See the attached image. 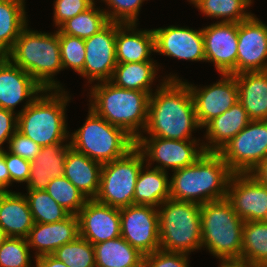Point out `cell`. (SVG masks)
<instances>
[{
	"mask_svg": "<svg viewBox=\"0 0 267 267\" xmlns=\"http://www.w3.org/2000/svg\"><path fill=\"white\" fill-rule=\"evenodd\" d=\"M60 55L64 68H72L80 74L85 63L84 39L62 34L59 31Z\"/></svg>",
	"mask_w": 267,
	"mask_h": 267,
	"instance_id": "f35d334b",
	"label": "cell"
},
{
	"mask_svg": "<svg viewBox=\"0 0 267 267\" xmlns=\"http://www.w3.org/2000/svg\"><path fill=\"white\" fill-rule=\"evenodd\" d=\"M34 225L26 195L0 192V228L7 237L27 238Z\"/></svg>",
	"mask_w": 267,
	"mask_h": 267,
	"instance_id": "cb8c5ba5",
	"label": "cell"
},
{
	"mask_svg": "<svg viewBox=\"0 0 267 267\" xmlns=\"http://www.w3.org/2000/svg\"><path fill=\"white\" fill-rule=\"evenodd\" d=\"M109 20L103 9H95V3L86 11L68 19L60 27L62 34L74 36L82 39L89 38L102 30Z\"/></svg>",
	"mask_w": 267,
	"mask_h": 267,
	"instance_id": "836d02e7",
	"label": "cell"
},
{
	"mask_svg": "<svg viewBox=\"0 0 267 267\" xmlns=\"http://www.w3.org/2000/svg\"><path fill=\"white\" fill-rule=\"evenodd\" d=\"M219 267H257L243 258H220Z\"/></svg>",
	"mask_w": 267,
	"mask_h": 267,
	"instance_id": "7dc6e473",
	"label": "cell"
},
{
	"mask_svg": "<svg viewBox=\"0 0 267 267\" xmlns=\"http://www.w3.org/2000/svg\"><path fill=\"white\" fill-rule=\"evenodd\" d=\"M94 0H55L54 23L58 28L78 14L86 11L94 4Z\"/></svg>",
	"mask_w": 267,
	"mask_h": 267,
	"instance_id": "60d3db41",
	"label": "cell"
},
{
	"mask_svg": "<svg viewBox=\"0 0 267 267\" xmlns=\"http://www.w3.org/2000/svg\"><path fill=\"white\" fill-rule=\"evenodd\" d=\"M36 267H68L52 255H42L35 259Z\"/></svg>",
	"mask_w": 267,
	"mask_h": 267,
	"instance_id": "bcb514c9",
	"label": "cell"
},
{
	"mask_svg": "<svg viewBox=\"0 0 267 267\" xmlns=\"http://www.w3.org/2000/svg\"><path fill=\"white\" fill-rule=\"evenodd\" d=\"M90 94V108L97 115L124 129L135 140L142 135L139 127L143 131L147 124L150 93L123 89L103 81L92 86Z\"/></svg>",
	"mask_w": 267,
	"mask_h": 267,
	"instance_id": "3957f363",
	"label": "cell"
},
{
	"mask_svg": "<svg viewBox=\"0 0 267 267\" xmlns=\"http://www.w3.org/2000/svg\"><path fill=\"white\" fill-rule=\"evenodd\" d=\"M85 63L80 73L99 82L110 81L117 65L116 59V22H109L102 30L84 39Z\"/></svg>",
	"mask_w": 267,
	"mask_h": 267,
	"instance_id": "4fadbf2b",
	"label": "cell"
},
{
	"mask_svg": "<svg viewBox=\"0 0 267 267\" xmlns=\"http://www.w3.org/2000/svg\"><path fill=\"white\" fill-rule=\"evenodd\" d=\"M93 247L96 267H143L145 255L121 236Z\"/></svg>",
	"mask_w": 267,
	"mask_h": 267,
	"instance_id": "83f0119b",
	"label": "cell"
},
{
	"mask_svg": "<svg viewBox=\"0 0 267 267\" xmlns=\"http://www.w3.org/2000/svg\"><path fill=\"white\" fill-rule=\"evenodd\" d=\"M15 114V115H14ZM17 130V113L0 108V150L5 141L14 135Z\"/></svg>",
	"mask_w": 267,
	"mask_h": 267,
	"instance_id": "f6af8a7d",
	"label": "cell"
},
{
	"mask_svg": "<svg viewBox=\"0 0 267 267\" xmlns=\"http://www.w3.org/2000/svg\"><path fill=\"white\" fill-rule=\"evenodd\" d=\"M83 126L70 136L71 147L102 164L119 159L136 146L124 129L110 124L91 108Z\"/></svg>",
	"mask_w": 267,
	"mask_h": 267,
	"instance_id": "ba28073f",
	"label": "cell"
},
{
	"mask_svg": "<svg viewBox=\"0 0 267 267\" xmlns=\"http://www.w3.org/2000/svg\"><path fill=\"white\" fill-rule=\"evenodd\" d=\"M25 0H0V54L5 56L28 25Z\"/></svg>",
	"mask_w": 267,
	"mask_h": 267,
	"instance_id": "4dcf8cb0",
	"label": "cell"
},
{
	"mask_svg": "<svg viewBox=\"0 0 267 267\" xmlns=\"http://www.w3.org/2000/svg\"><path fill=\"white\" fill-rule=\"evenodd\" d=\"M156 67L154 61L117 63L110 82L123 89L152 94L151 84L158 71Z\"/></svg>",
	"mask_w": 267,
	"mask_h": 267,
	"instance_id": "f546056e",
	"label": "cell"
},
{
	"mask_svg": "<svg viewBox=\"0 0 267 267\" xmlns=\"http://www.w3.org/2000/svg\"><path fill=\"white\" fill-rule=\"evenodd\" d=\"M44 88L26 71L13 64L6 56L0 59V108L14 111L25 98L30 105Z\"/></svg>",
	"mask_w": 267,
	"mask_h": 267,
	"instance_id": "ffe728a7",
	"label": "cell"
},
{
	"mask_svg": "<svg viewBox=\"0 0 267 267\" xmlns=\"http://www.w3.org/2000/svg\"><path fill=\"white\" fill-rule=\"evenodd\" d=\"M196 140H173L159 137H144L143 134L136 140V147L142 152L147 166L156 161L160 165L154 168L173 171L193 165L205 152L199 147ZM198 146V150L196 148ZM151 161V162H149ZM167 168V169H166Z\"/></svg>",
	"mask_w": 267,
	"mask_h": 267,
	"instance_id": "8fae6325",
	"label": "cell"
},
{
	"mask_svg": "<svg viewBox=\"0 0 267 267\" xmlns=\"http://www.w3.org/2000/svg\"><path fill=\"white\" fill-rule=\"evenodd\" d=\"M143 267H189L188 255L157 250L145 255Z\"/></svg>",
	"mask_w": 267,
	"mask_h": 267,
	"instance_id": "b9f144b4",
	"label": "cell"
},
{
	"mask_svg": "<svg viewBox=\"0 0 267 267\" xmlns=\"http://www.w3.org/2000/svg\"><path fill=\"white\" fill-rule=\"evenodd\" d=\"M26 196L34 223H55L71 214L61 207L45 190H28Z\"/></svg>",
	"mask_w": 267,
	"mask_h": 267,
	"instance_id": "e575fe53",
	"label": "cell"
},
{
	"mask_svg": "<svg viewBox=\"0 0 267 267\" xmlns=\"http://www.w3.org/2000/svg\"><path fill=\"white\" fill-rule=\"evenodd\" d=\"M168 78V79H167ZM150 95L147 124L150 137L196 140L192 131L200 128L189 86L176 75L166 77Z\"/></svg>",
	"mask_w": 267,
	"mask_h": 267,
	"instance_id": "6da1fadb",
	"label": "cell"
},
{
	"mask_svg": "<svg viewBox=\"0 0 267 267\" xmlns=\"http://www.w3.org/2000/svg\"><path fill=\"white\" fill-rule=\"evenodd\" d=\"M250 174L260 183L267 186V158L264 159Z\"/></svg>",
	"mask_w": 267,
	"mask_h": 267,
	"instance_id": "681fc988",
	"label": "cell"
},
{
	"mask_svg": "<svg viewBox=\"0 0 267 267\" xmlns=\"http://www.w3.org/2000/svg\"><path fill=\"white\" fill-rule=\"evenodd\" d=\"M51 255L68 267H96L93 245L80 236L59 247Z\"/></svg>",
	"mask_w": 267,
	"mask_h": 267,
	"instance_id": "8d00e7d4",
	"label": "cell"
},
{
	"mask_svg": "<svg viewBox=\"0 0 267 267\" xmlns=\"http://www.w3.org/2000/svg\"><path fill=\"white\" fill-rule=\"evenodd\" d=\"M159 208L160 250L186 255L196 249L200 250L201 205L169 198Z\"/></svg>",
	"mask_w": 267,
	"mask_h": 267,
	"instance_id": "52a82bcc",
	"label": "cell"
},
{
	"mask_svg": "<svg viewBox=\"0 0 267 267\" xmlns=\"http://www.w3.org/2000/svg\"><path fill=\"white\" fill-rule=\"evenodd\" d=\"M63 90L54 89L53 93L46 89L44 95L40 94L17 113V130L41 147L69 139L65 108L70 99Z\"/></svg>",
	"mask_w": 267,
	"mask_h": 267,
	"instance_id": "5b68a950",
	"label": "cell"
},
{
	"mask_svg": "<svg viewBox=\"0 0 267 267\" xmlns=\"http://www.w3.org/2000/svg\"><path fill=\"white\" fill-rule=\"evenodd\" d=\"M221 75L222 79L217 83L204 88L185 82L190 88L197 121L201 128L238 101V85L235 76L233 74Z\"/></svg>",
	"mask_w": 267,
	"mask_h": 267,
	"instance_id": "9a60e30c",
	"label": "cell"
},
{
	"mask_svg": "<svg viewBox=\"0 0 267 267\" xmlns=\"http://www.w3.org/2000/svg\"><path fill=\"white\" fill-rule=\"evenodd\" d=\"M218 154L233 174L251 173L267 158V120H251Z\"/></svg>",
	"mask_w": 267,
	"mask_h": 267,
	"instance_id": "30bf717a",
	"label": "cell"
},
{
	"mask_svg": "<svg viewBox=\"0 0 267 267\" xmlns=\"http://www.w3.org/2000/svg\"><path fill=\"white\" fill-rule=\"evenodd\" d=\"M102 165L71 147L67 151L63 175L87 199H94L100 187Z\"/></svg>",
	"mask_w": 267,
	"mask_h": 267,
	"instance_id": "484cf974",
	"label": "cell"
},
{
	"mask_svg": "<svg viewBox=\"0 0 267 267\" xmlns=\"http://www.w3.org/2000/svg\"><path fill=\"white\" fill-rule=\"evenodd\" d=\"M226 199L245 221H267V186L252 174H232Z\"/></svg>",
	"mask_w": 267,
	"mask_h": 267,
	"instance_id": "5bb4252c",
	"label": "cell"
},
{
	"mask_svg": "<svg viewBox=\"0 0 267 267\" xmlns=\"http://www.w3.org/2000/svg\"><path fill=\"white\" fill-rule=\"evenodd\" d=\"M145 158L135 146L123 157L104 163L100 175L97 202L123 208L134 205L136 180Z\"/></svg>",
	"mask_w": 267,
	"mask_h": 267,
	"instance_id": "9c48e42d",
	"label": "cell"
},
{
	"mask_svg": "<svg viewBox=\"0 0 267 267\" xmlns=\"http://www.w3.org/2000/svg\"><path fill=\"white\" fill-rule=\"evenodd\" d=\"M8 186H9V172L5 163V159L0 154V192L10 191L7 190Z\"/></svg>",
	"mask_w": 267,
	"mask_h": 267,
	"instance_id": "c3c4849f",
	"label": "cell"
},
{
	"mask_svg": "<svg viewBox=\"0 0 267 267\" xmlns=\"http://www.w3.org/2000/svg\"><path fill=\"white\" fill-rule=\"evenodd\" d=\"M79 236L77 215L55 223H34L27 239L28 246L36 249L35 258L51 255L59 247L74 241Z\"/></svg>",
	"mask_w": 267,
	"mask_h": 267,
	"instance_id": "44dd1931",
	"label": "cell"
},
{
	"mask_svg": "<svg viewBox=\"0 0 267 267\" xmlns=\"http://www.w3.org/2000/svg\"><path fill=\"white\" fill-rule=\"evenodd\" d=\"M77 216L79 236L92 245L121 236L119 208L88 199Z\"/></svg>",
	"mask_w": 267,
	"mask_h": 267,
	"instance_id": "ac0fdd59",
	"label": "cell"
},
{
	"mask_svg": "<svg viewBox=\"0 0 267 267\" xmlns=\"http://www.w3.org/2000/svg\"><path fill=\"white\" fill-rule=\"evenodd\" d=\"M170 180V198L202 205L225 199L232 172L216 152H204L190 166L174 170Z\"/></svg>",
	"mask_w": 267,
	"mask_h": 267,
	"instance_id": "7a4b0ae2",
	"label": "cell"
},
{
	"mask_svg": "<svg viewBox=\"0 0 267 267\" xmlns=\"http://www.w3.org/2000/svg\"><path fill=\"white\" fill-rule=\"evenodd\" d=\"M41 147L39 154L31 161L27 190H45L53 178L63 176L70 142Z\"/></svg>",
	"mask_w": 267,
	"mask_h": 267,
	"instance_id": "603a6c76",
	"label": "cell"
},
{
	"mask_svg": "<svg viewBox=\"0 0 267 267\" xmlns=\"http://www.w3.org/2000/svg\"><path fill=\"white\" fill-rule=\"evenodd\" d=\"M205 58L220 74L236 75L238 23L217 22L202 29Z\"/></svg>",
	"mask_w": 267,
	"mask_h": 267,
	"instance_id": "e0dca14e",
	"label": "cell"
},
{
	"mask_svg": "<svg viewBox=\"0 0 267 267\" xmlns=\"http://www.w3.org/2000/svg\"><path fill=\"white\" fill-rule=\"evenodd\" d=\"M0 154L4 157L8 168L9 185L13 182L28 183L31 161H28L20 156L13 155L4 149L0 150Z\"/></svg>",
	"mask_w": 267,
	"mask_h": 267,
	"instance_id": "7bdbcfd3",
	"label": "cell"
},
{
	"mask_svg": "<svg viewBox=\"0 0 267 267\" xmlns=\"http://www.w3.org/2000/svg\"><path fill=\"white\" fill-rule=\"evenodd\" d=\"M236 75L267 71V25L254 14L238 23Z\"/></svg>",
	"mask_w": 267,
	"mask_h": 267,
	"instance_id": "2e32d148",
	"label": "cell"
},
{
	"mask_svg": "<svg viewBox=\"0 0 267 267\" xmlns=\"http://www.w3.org/2000/svg\"><path fill=\"white\" fill-rule=\"evenodd\" d=\"M241 258L267 266V221L244 222Z\"/></svg>",
	"mask_w": 267,
	"mask_h": 267,
	"instance_id": "1f68e13d",
	"label": "cell"
},
{
	"mask_svg": "<svg viewBox=\"0 0 267 267\" xmlns=\"http://www.w3.org/2000/svg\"><path fill=\"white\" fill-rule=\"evenodd\" d=\"M8 144V152L28 161H32L39 154L41 149L40 145L23 135L18 130H16L14 135L9 139Z\"/></svg>",
	"mask_w": 267,
	"mask_h": 267,
	"instance_id": "ee69618b",
	"label": "cell"
},
{
	"mask_svg": "<svg viewBox=\"0 0 267 267\" xmlns=\"http://www.w3.org/2000/svg\"><path fill=\"white\" fill-rule=\"evenodd\" d=\"M144 167L140 170L136 180L134 205H150L158 208L170 198L168 174L157 168L149 170L147 165L144 171Z\"/></svg>",
	"mask_w": 267,
	"mask_h": 267,
	"instance_id": "f1b7e54d",
	"label": "cell"
},
{
	"mask_svg": "<svg viewBox=\"0 0 267 267\" xmlns=\"http://www.w3.org/2000/svg\"><path fill=\"white\" fill-rule=\"evenodd\" d=\"M152 52H155L153 29L136 31V23L116 22L117 63L152 61L150 58Z\"/></svg>",
	"mask_w": 267,
	"mask_h": 267,
	"instance_id": "7402d4cb",
	"label": "cell"
},
{
	"mask_svg": "<svg viewBox=\"0 0 267 267\" xmlns=\"http://www.w3.org/2000/svg\"><path fill=\"white\" fill-rule=\"evenodd\" d=\"M155 52L191 61H206L202 29L169 26L153 29Z\"/></svg>",
	"mask_w": 267,
	"mask_h": 267,
	"instance_id": "d6986e66",
	"label": "cell"
},
{
	"mask_svg": "<svg viewBox=\"0 0 267 267\" xmlns=\"http://www.w3.org/2000/svg\"><path fill=\"white\" fill-rule=\"evenodd\" d=\"M238 85V101L251 120H267V71L234 75Z\"/></svg>",
	"mask_w": 267,
	"mask_h": 267,
	"instance_id": "4316f807",
	"label": "cell"
},
{
	"mask_svg": "<svg viewBox=\"0 0 267 267\" xmlns=\"http://www.w3.org/2000/svg\"><path fill=\"white\" fill-rule=\"evenodd\" d=\"M202 247L216 258H241L244 221L225 198L201 205Z\"/></svg>",
	"mask_w": 267,
	"mask_h": 267,
	"instance_id": "8992f818",
	"label": "cell"
},
{
	"mask_svg": "<svg viewBox=\"0 0 267 267\" xmlns=\"http://www.w3.org/2000/svg\"><path fill=\"white\" fill-rule=\"evenodd\" d=\"M119 211L121 237L144 255L160 250L158 208L130 205Z\"/></svg>",
	"mask_w": 267,
	"mask_h": 267,
	"instance_id": "7c38bea8",
	"label": "cell"
},
{
	"mask_svg": "<svg viewBox=\"0 0 267 267\" xmlns=\"http://www.w3.org/2000/svg\"><path fill=\"white\" fill-rule=\"evenodd\" d=\"M207 17L222 18L221 22L240 23L253 14L246 12L252 0H190Z\"/></svg>",
	"mask_w": 267,
	"mask_h": 267,
	"instance_id": "d6a6232c",
	"label": "cell"
},
{
	"mask_svg": "<svg viewBox=\"0 0 267 267\" xmlns=\"http://www.w3.org/2000/svg\"><path fill=\"white\" fill-rule=\"evenodd\" d=\"M250 121L251 119L247 111L237 101L230 109L215 117L204 126L206 128V139H208L209 143L202 145L204 151L218 153Z\"/></svg>",
	"mask_w": 267,
	"mask_h": 267,
	"instance_id": "d4e9b609",
	"label": "cell"
},
{
	"mask_svg": "<svg viewBox=\"0 0 267 267\" xmlns=\"http://www.w3.org/2000/svg\"><path fill=\"white\" fill-rule=\"evenodd\" d=\"M6 238H7L6 234L0 228V246L3 244V242L5 241Z\"/></svg>",
	"mask_w": 267,
	"mask_h": 267,
	"instance_id": "f907efd6",
	"label": "cell"
},
{
	"mask_svg": "<svg viewBox=\"0 0 267 267\" xmlns=\"http://www.w3.org/2000/svg\"><path fill=\"white\" fill-rule=\"evenodd\" d=\"M5 56L30 74L45 90L62 89L59 82L54 81V74L63 69L59 30L53 34L39 33L26 26Z\"/></svg>",
	"mask_w": 267,
	"mask_h": 267,
	"instance_id": "277c9868",
	"label": "cell"
},
{
	"mask_svg": "<svg viewBox=\"0 0 267 267\" xmlns=\"http://www.w3.org/2000/svg\"><path fill=\"white\" fill-rule=\"evenodd\" d=\"M110 7V11L104 10L109 22L121 24H137V16L145 0H103ZM113 10V11H111Z\"/></svg>",
	"mask_w": 267,
	"mask_h": 267,
	"instance_id": "ab89813d",
	"label": "cell"
},
{
	"mask_svg": "<svg viewBox=\"0 0 267 267\" xmlns=\"http://www.w3.org/2000/svg\"><path fill=\"white\" fill-rule=\"evenodd\" d=\"M26 238L7 237L0 246V267H31Z\"/></svg>",
	"mask_w": 267,
	"mask_h": 267,
	"instance_id": "74e56055",
	"label": "cell"
},
{
	"mask_svg": "<svg viewBox=\"0 0 267 267\" xmlns=\"http://www.w3.org/2000/svg\"><path fill=\"white\" fill-rule=\"evenodd\" d=\"M45 191L71 215H78L88 200L64 175L53 178Z\"/></svg>",
	"mask_w": 267,
	"mask_h": 267,
	"instance_id": "d590c367",
	"label": "cell"
}]
</instances>
